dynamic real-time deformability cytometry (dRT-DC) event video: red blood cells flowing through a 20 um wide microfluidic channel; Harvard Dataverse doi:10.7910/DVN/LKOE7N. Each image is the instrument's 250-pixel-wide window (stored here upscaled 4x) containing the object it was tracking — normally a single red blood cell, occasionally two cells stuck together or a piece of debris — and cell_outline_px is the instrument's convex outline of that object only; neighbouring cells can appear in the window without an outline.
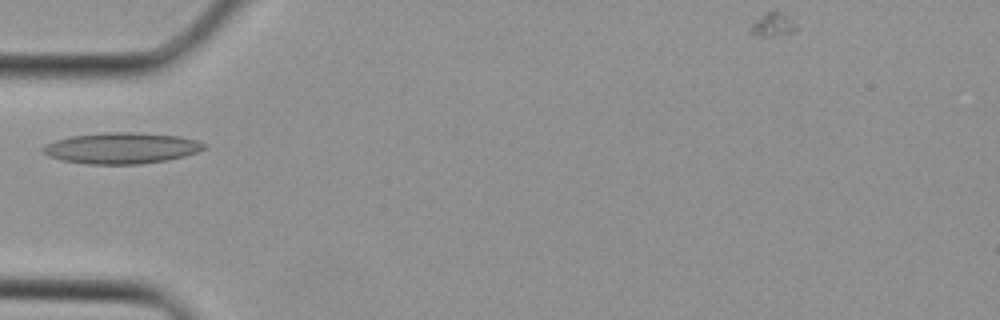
{"species": "Egyptian fruit bat (a non-hibernating species)", "species_latin": "Rousettus aegyptiacus", "temperature_condition": "cold", "stored_images_in_passage": 1, "camera_frame_rate_fps": 3000, "um_per_image_px": 0.085, "animal": {"sex": "female"}, "frame": {"image": 1, "passage_image": 1, "time_ms": 0.0, "image_size_px": [1000, 320], "cell_outline_px": [[208, 148], [184, 156], [168, 160], [140, 164], [88, 164], [64, 160], [48, 156], [40, 148], [44, 144], [56, 140], [72, 136], [104, 132], [132, 132], [180, 136], [196, 140], [208, 144]], "centroid_in_image_um": [10.36, 12.58], "position_along_channel_um": 74.6, "area_um2": 29.25}}